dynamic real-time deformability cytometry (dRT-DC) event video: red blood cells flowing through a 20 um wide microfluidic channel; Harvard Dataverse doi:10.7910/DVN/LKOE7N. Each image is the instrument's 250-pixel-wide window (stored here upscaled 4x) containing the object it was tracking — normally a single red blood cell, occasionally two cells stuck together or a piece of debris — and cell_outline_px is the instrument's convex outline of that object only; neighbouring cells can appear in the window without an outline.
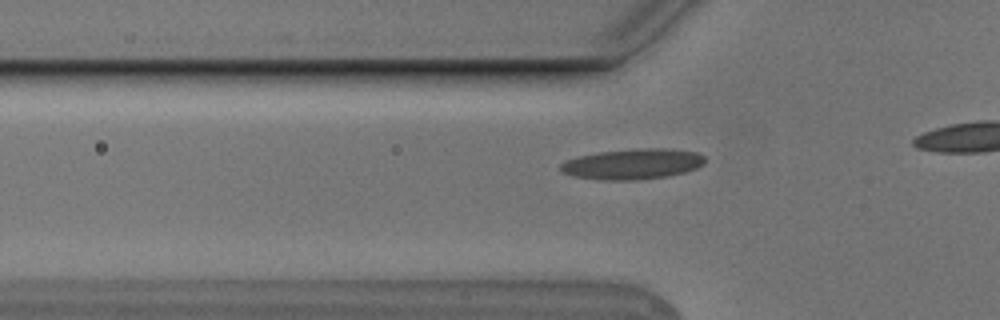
{"species": "Egyptian fruit bat (a non-hibernating species)", "species_latin": "Rousettus aegyptiacus", "temperature_condition": "cold", "stored_images_in_passage": 14, "camera_frame_rate_fps": 3000, "um_per_image_px": 0.085, "animal": {"sex": "male"}, "frame": {"image": 1, "passage_image": 8, "time_ms": 2.333, "image_size_px": [1000, 320], "cell_outline_px": [[704, 164], [696, 168], [684, 172], [668, 176], [636, 180], [600, 180], [572, 176], [564, 172], [560, 168], [560, 164], [568, 160], [580, 156], [600, 152], [640, 148], [664, 148], [696, 152], [704, 156]], "centroid_in_image_um": [53.79, 13.95], "position_along_channel_um": 72.0, "area_um2": 25.49}}